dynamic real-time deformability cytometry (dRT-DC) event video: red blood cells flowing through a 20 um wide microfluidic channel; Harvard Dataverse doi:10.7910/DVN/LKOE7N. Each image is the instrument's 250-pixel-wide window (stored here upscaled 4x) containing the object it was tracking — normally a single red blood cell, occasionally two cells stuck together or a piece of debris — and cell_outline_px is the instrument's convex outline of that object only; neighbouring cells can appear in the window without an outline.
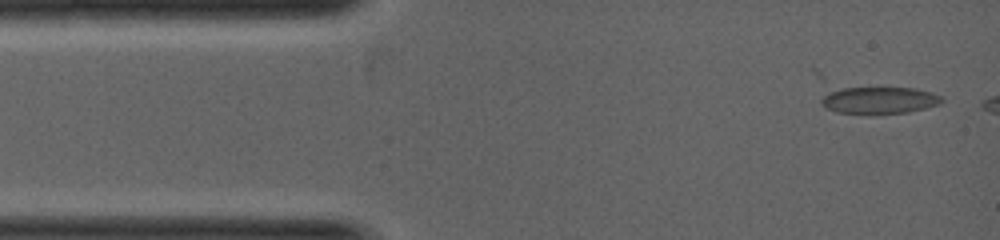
{"species": "common noctule bat (a hibernating species)", "species_latin": "Nyctalus noctula", "temperature_condition": "warm", "stored_images_in_passage": 4, "camera_frame_rate_fps": 5000, "um_per_image_px": 0.085, "animal": {"sex": "female", "body_mass_g": 19.0, "forearm_length_mm": 53.3}, "frame": {"image": 1, "passage_image": 1, "time_ms": 0.0, "image_size_px": [1000, 240], "cell_outline_px": [[944, 100], [940, 104], [908, 112], [836, 112], [824, 108], [820, 104], [820, 100], [828, 88], [916, 88], [932, 92], [944, 96]], "centroid_in_image_um": [74.7, 8.48], "position_along_channel_um": 10.3, "area_um2": 18.84}}